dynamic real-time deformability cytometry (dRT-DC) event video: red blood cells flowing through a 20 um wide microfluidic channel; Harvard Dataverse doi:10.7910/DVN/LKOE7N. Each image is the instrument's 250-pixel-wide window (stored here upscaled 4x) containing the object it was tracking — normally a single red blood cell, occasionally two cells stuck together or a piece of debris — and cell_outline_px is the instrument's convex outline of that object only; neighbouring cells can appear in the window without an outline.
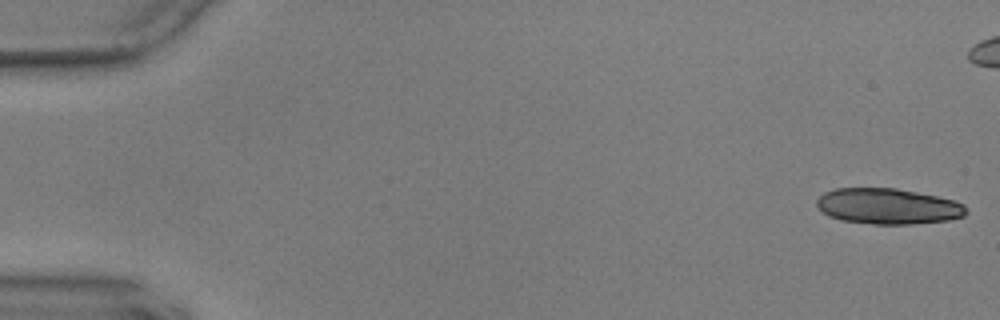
{"species": "common noctule bat (a hibernating species)", "species_latin": "Nyctalus noctula", "temperature_condition": "warm", "stored_images_in_passage": 57, "camera_frame_rate_fps": 3000, "um_per_image_px": 0.085, "animal": {"sex": "male", "body_mass_g": 17.9, "forearm_length_mm": 54.2}, "frame": {"image": 1, "passage_image": 1, "time_ms": 0.0, "image_size_px": [1000, 320], "cell_outline_px": [[968, 212], [964, 216], [948, 220], [912, 224], [872, 224], [840, 220], [828, 216], [816, 204], [816, 200], [824, 192], [836, 188], [896, 188], [936, 196], [952, 200], [964, 204]], "centroid_in_image_um": [75.47, 17.53], "position_along_channel_um": 9.5, "area_um2": 31.1}}
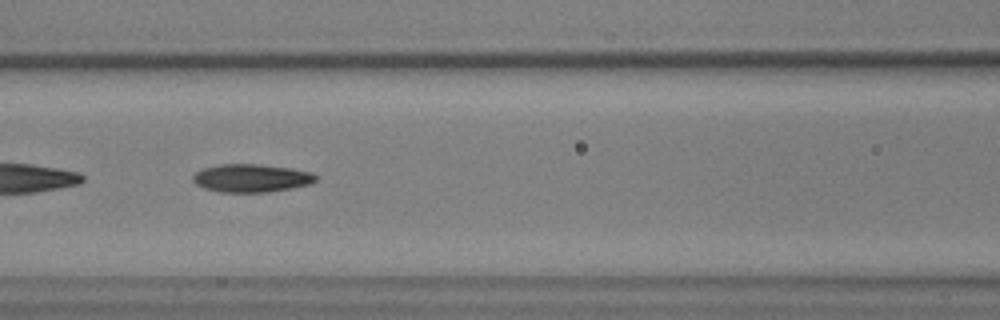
{"frame": {"image": 2, "passage_image": 25, "time_ms": 8.0, "image_size_px": [1000, 320], "cell_outline_px": [[316, 180], [308, 184], [292, 188], [268, 192], [220, 192], [204, 188], [196, 184], [192, 180], [192, 176], [196, 172], [204, 168], [220, 164], [260, 164], [292, 168], [312, 172], [316, 176]], "centroid_in_image_um": [21.35, 15.13], "position_along_channel_um": 145.2, "area_um2": 20.11}}
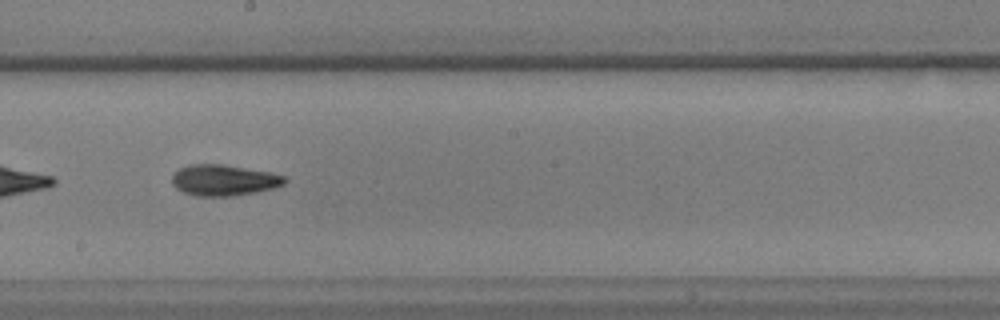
{"frame": {"image": 3, "passage_image": 32, "time_ms": 10.333, "image_size_px": [1000, 320], "cell_outline_px": [[288, 180], [284, 184], [272, 188], [256, 192], [232, 196], [196, 196], [184, 192], [176, 188], [172, 184], [172, 176], [180, 168], [188, 164], [224, 164], [272, 172], [284, 176]], "centroid_in_image_um": [19.03, 15.31], "position_along_channel_um": 229.2, "area_um2": 20.46}, "authors_computed_cell_mechanics": {"area_um2": 20.1722, "velocity_mm_per_s": 3.609, "shape_relaxation_time_tau1_ms": 8.7545, "shape_relaxation_time_tau2_ms": 4.6799, "deformation_change_tau1": 0.2006, "deformation_change_tau2": 0.1119}}